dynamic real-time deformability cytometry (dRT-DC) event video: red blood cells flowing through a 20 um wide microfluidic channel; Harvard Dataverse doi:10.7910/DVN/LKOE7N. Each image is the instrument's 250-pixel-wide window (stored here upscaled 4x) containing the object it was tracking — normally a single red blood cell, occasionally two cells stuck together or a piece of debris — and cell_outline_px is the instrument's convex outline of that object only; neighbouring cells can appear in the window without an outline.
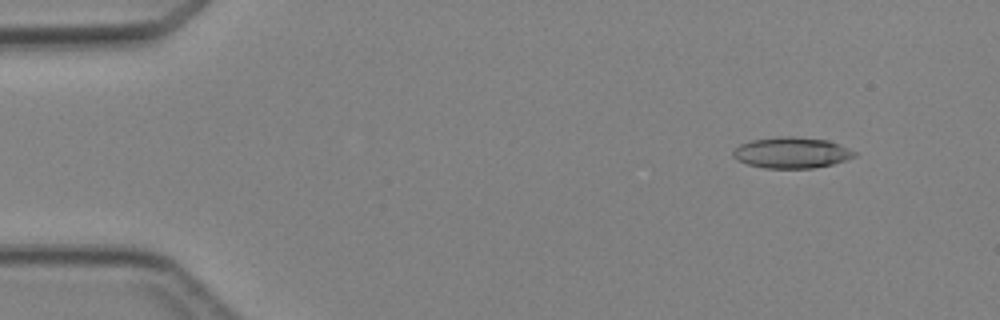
{"species": "Egyptian fruit bat (a non-hibernating species)", "species_latin": "Rousettus aegyptiacus", "temperature_condition": "cold", "stored_images_in_passage": 12, "camera_frame_rate_fps": 3000, "um_per_image_px": 0.085, "animal": {"sex": "female"}, "frame": {"image": 1, "passage_image": 3, "time_ms": 0.667, "image_size_px": [1000, 320], "cell_outline_px": [[856, 156], [848, 160], [832, 164], [812, 168], [764, 168], [748, 164], [736, 160], [732, 156], [732, 152], [740, 144], [752, 140], [780, 136], [792, 136], [828, 140], [856, 152]], "centroid_in_image_um": [67.27, 12.98], "position_along_channel_um": 17.7, "area_um2": 21.91}}
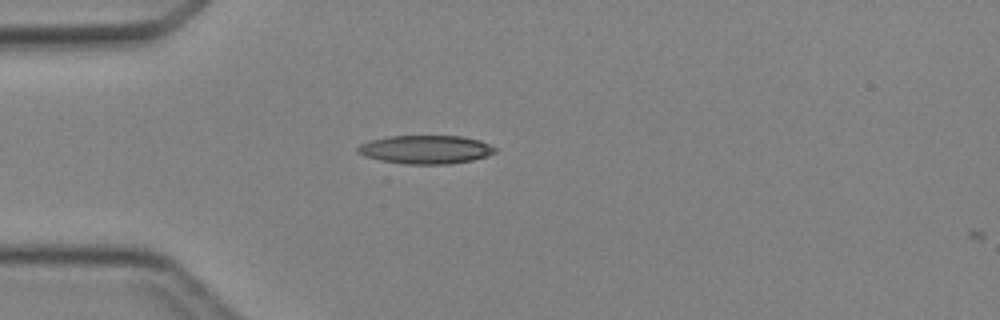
{"frame": {"image": 2, "passage_image": 11, "time_ms": 3.333, "image_size_px": [1000, 320], "cell_outline_px": [[496, 152], [472, 160], [448, 164], [404, 164], [380, 160], [364, 156], [356, 152], [356, 148], [360, 144], [372, 140], [388, 136], [460, 136], [480, 140], [496, 148]], "centroid_in_image_um": [36.15, 12.71], "position_along_channel_um": 48.9, "area_um2": 22.72}}